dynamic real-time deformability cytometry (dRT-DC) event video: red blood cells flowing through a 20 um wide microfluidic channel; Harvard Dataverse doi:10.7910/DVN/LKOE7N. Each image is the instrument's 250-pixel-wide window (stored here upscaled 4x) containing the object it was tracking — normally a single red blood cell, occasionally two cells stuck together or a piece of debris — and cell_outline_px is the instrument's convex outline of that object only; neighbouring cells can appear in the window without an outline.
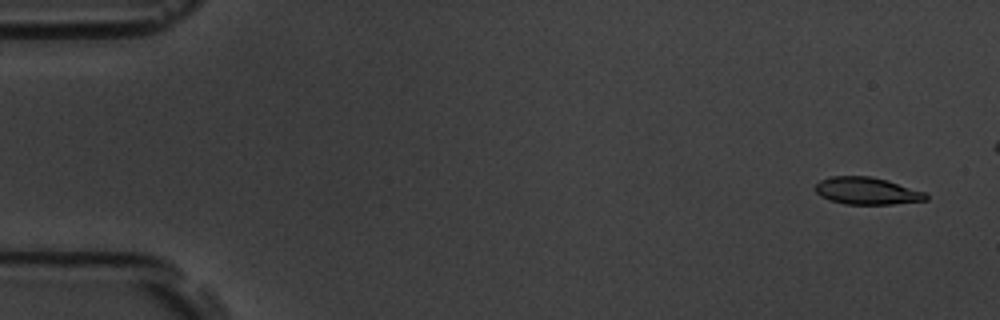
{"species": "common noctule bat (a hibernating species)", "species_latin": "Nyctalus noctula", "temperature_condition": "room temperature", "stored_images_in_passage": 52, "camera_frame_rate_fps": 3000, "um_per_image_px": 0.085, "animal": {"sex": "male", "body_mass_g": 19.5, "forearm_length_mm": 54.6}, "frame": {"image": 1, "passage_image": 3, "time_ms": 0.667, "image_size_px": [1000, 320], "cell_outline_px": [[928, 200], [892, 204], [844, 204], [828, 200], [820, 196], [812, 188], [820, 180], [832, 176], [872, 176], [888, 180], [924, 192], [928, 196]], "centroid_in_image_um": [73.65, 16.22], "position_along_channel_um": 11.4, "area_um2": 17.69}}
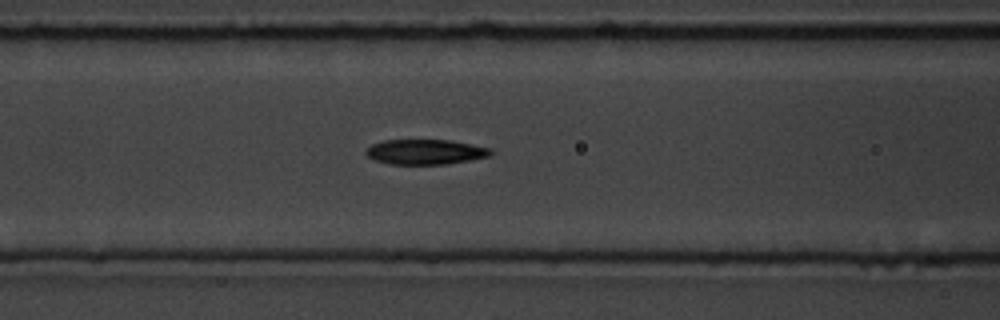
{"frame": {"image": 2, "passage_image": 24, "time_ms": 7.667, "image_size_px": [1000, 320], "cell_outline_px": [[492, 152], [488, 156], [468, 160], [444, 164], [392, 164], [376, 160], [368, 156], [364, 152], [372, 144], [384, 140], [448, 140], [492, 148]], "centroid_in_image_um": [36.14, 12.9], "position_along_channel_um": 130.5, "area_um2": 17.92}}
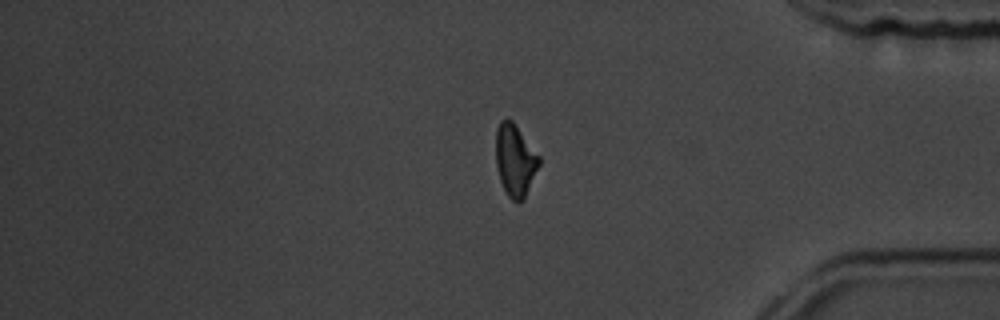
{"frame": {"image": 3, "passage_image": 48, "time_ms": 15.667, "image_size_px": [1000, 320], "cell_outline_px": [[540, 164], [524, 200], [512, 200], [508, 196], [500, 180], [496, 164], [496, 128], [500, 120], [512, 120], [540, 156]], "centroid_in_image_um": [43.79, 13.61], "position_along_channel_um": 391.4, "area_um2": 18.03}, "authors_computed_cell_mechanics": {"area_um2": 18.1781, "velocity_mm_per_s": 3.5603, "shape_relaxation_time_tau1_ms": 2.9088, "shape_relaxation_time_tau2_ms": 5.0622, "deformation_change_tau1": 0.1194, "deformation_change_tau2": 0.128}}